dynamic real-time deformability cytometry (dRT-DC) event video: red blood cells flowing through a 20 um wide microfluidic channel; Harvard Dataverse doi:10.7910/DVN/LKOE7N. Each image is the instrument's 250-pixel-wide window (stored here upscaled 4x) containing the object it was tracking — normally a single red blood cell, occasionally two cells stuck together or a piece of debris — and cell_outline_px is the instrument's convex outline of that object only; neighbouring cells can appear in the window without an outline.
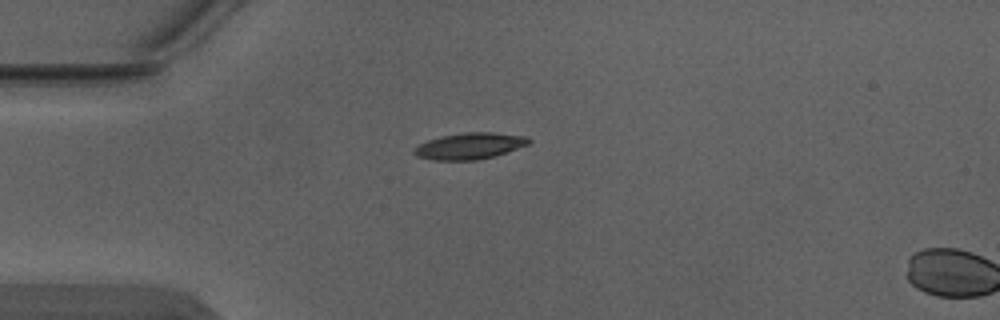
{"species": "Egyptian fruit bat (a non-hibernating species)", "species_latin": "Rousettus aegyptiacus", "temperature_condition": "warm", "stored_images_in_passage": 5, "camera_frame_rate_fps": 3000, "um_per_image_px": 0.085, "animal": {"sex": "male"}, "frame": {"image": 1, "passage_image": 5, "time_ms": 1.333, "image_size_px": [1000, 320], "cell_outline_px": [[532, 140], [528, 144], [496, 156], [476, 160], [432, 160], [416, 156], [412, 152], [412, 148], [428, 140], [440, 136], [464, 132], [492, 132], [528, 136]], "centroid_in_image_um": [39.91, 12.4], "position_along_channel_um": 45.1, "area_um2": 17.8}}